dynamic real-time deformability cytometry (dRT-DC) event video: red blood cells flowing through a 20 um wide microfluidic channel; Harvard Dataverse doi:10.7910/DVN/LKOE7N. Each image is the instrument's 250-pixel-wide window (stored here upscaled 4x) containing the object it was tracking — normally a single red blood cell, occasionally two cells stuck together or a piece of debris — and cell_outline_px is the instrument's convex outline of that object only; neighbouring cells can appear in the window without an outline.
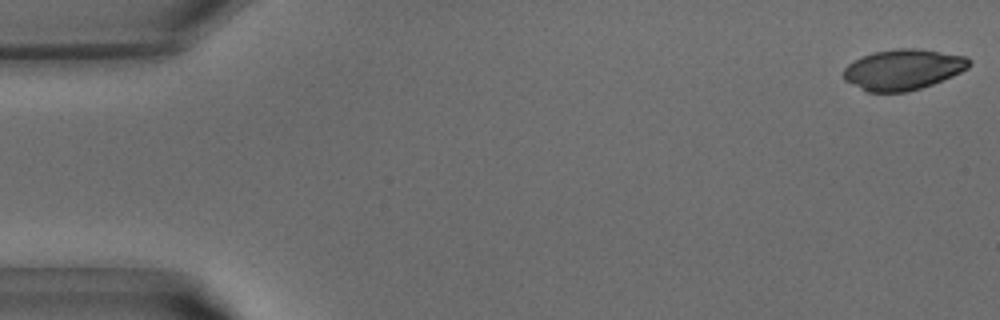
{"species": "common noctule bat (a hibernating species)", "species_latin": "Nyctalus noctula", "temperature_condition": "warm", "stored_images_in_passage": 11, "camera_frame_rate_fps": 3000, "um_per_image_px": 0.085, "animal": {"sex": "male", "body_mass_g": 15.6}, "frame": {"image": 1, "passage_image": 1, "time_ms": 0.0, "image_size_px": [1000, 320], "cell_outline_px": [[972, 64], [968, 68], [952, 76], [932, 84], [908, 92], [868, 92], [844, 80], [844, 68], [848, 64], [872, 52], [896, 48], [920, 48], [968, 56], [972, 60]], "centroid_in_image_um": [76.81, 5.89], "position_along_channel_um": 8.2, "area_um2": 29.88}}